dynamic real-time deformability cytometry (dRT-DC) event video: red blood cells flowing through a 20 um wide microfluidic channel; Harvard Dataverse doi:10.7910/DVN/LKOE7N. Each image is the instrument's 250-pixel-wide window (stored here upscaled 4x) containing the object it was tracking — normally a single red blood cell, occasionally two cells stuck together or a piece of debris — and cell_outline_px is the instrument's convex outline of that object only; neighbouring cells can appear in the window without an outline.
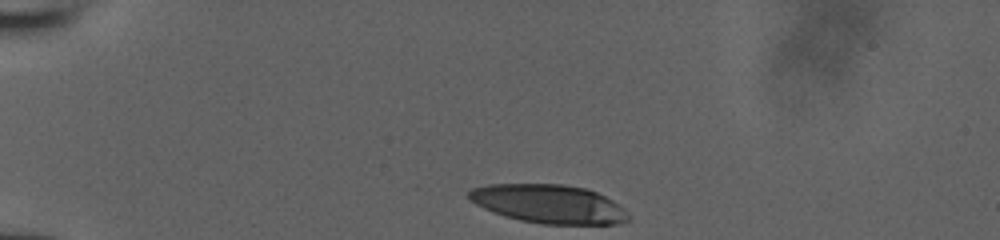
{"species": "human", "species_latin": "Homo sapiens", "temperature_condition": "room temperature", "stored_images_in_passage": 33, "camera_frame_rate_fps": 3000, "um_per_image_px": 0.085, "donor": {"sex": "male"}, "frame": {"image": 1, "passage_image": 1, "time_ms": 0.0, "image_size_px": [1000, 240], "cell_outline_px": [[632, 220], [616, 224], [544, 224], [520, 220], [504, 216], [484, 208], [476, 204], [468, 196], [468, 192], [472, 188], [488, 184], [564, 184], [588, 188], [612, 200], [624, 208]], "centroid_in_image_um": [46.69, 17.33], "position_along_channel_um": 38.3, "area_um2": 36.01}}
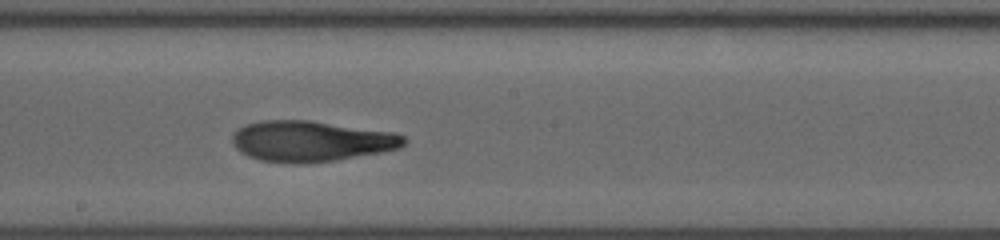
{"frame": {"image": 2, "passage_image": 19, "time_ms": 6.0, "image_size_px": [1000, 240], "cell_outline_px": [[408, 140], [400, 148], [380, 152], [336, 160], [308, 164], [292, 164], [260, 160], [248, 156], [240, 152], [232, 144], [232, 136], [244, 124], [264, 120], [312, 120], [396, 132], [404, 136]], "centroid_in_image_um": [26.45, 12.0], "position_along_channel_um": 221.7, "area_um2": 41.21}}
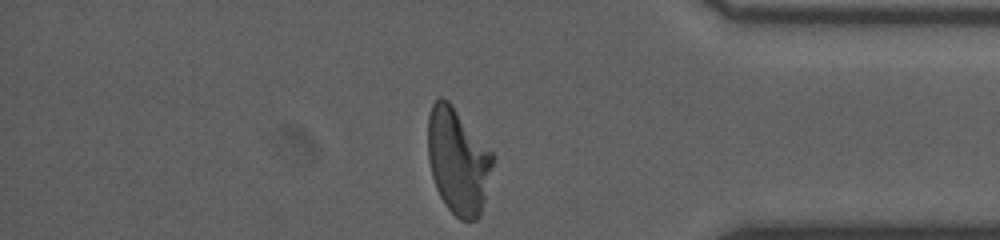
{"frame": {"image": 3, "passage_image": 33, "time_ms": 10.667, "image_size_px": [1000, 240], "cell_outline_px": [[496, 156], [480, 216], [476, 220], [460, 220], [444, 204], [436, 188], [432, 176], [428, 160], [428, 116], [432, 104], [440, 96], [448, 100], [452, 104]], "centroid_in_image_um": [38.94, 13.68], "position_along_channel_um": 396.3, "area_um2": 40.29}}